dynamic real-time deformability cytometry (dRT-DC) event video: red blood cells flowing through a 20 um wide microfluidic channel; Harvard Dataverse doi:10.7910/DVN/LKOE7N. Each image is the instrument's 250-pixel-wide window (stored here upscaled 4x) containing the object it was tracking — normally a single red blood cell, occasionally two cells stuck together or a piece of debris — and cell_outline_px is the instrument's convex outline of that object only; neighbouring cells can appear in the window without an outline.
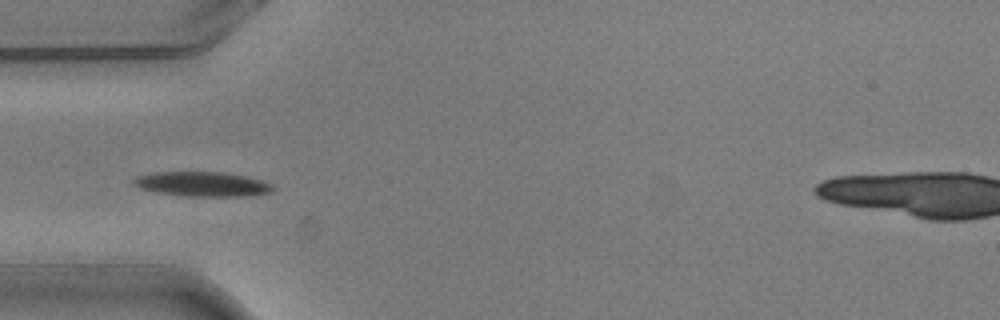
{"species": "common noctule bat (a hibernating species)", "species_latin": "Nyctalus noctula", "temperature_condition": "warm", "stored_images_in_passage": 7, "camera_frame_rate_fps": 3000, "um_per_image_px": 0.085, "animal": {"sex": "male", "body_mass_g": 20.5, "forearm_length_mm": 52.5}, "frame": {"image": 1, "passage_image": 5, "time_ms": 1.333, "image_size_px": [1000, 320], "cell_outline_px": [[272, 188], [268, 192], [248, 196], [180, 196], [156, 192], [140, 188], [132, 180], [136, 176], [156, 172], [224, 172], [244, 176], [260, 180], [272, 184]], "centroid_in_image_um": [17.15, 15.65], "position_along_channel_um": 67.8, "area_um2": 19.77}}
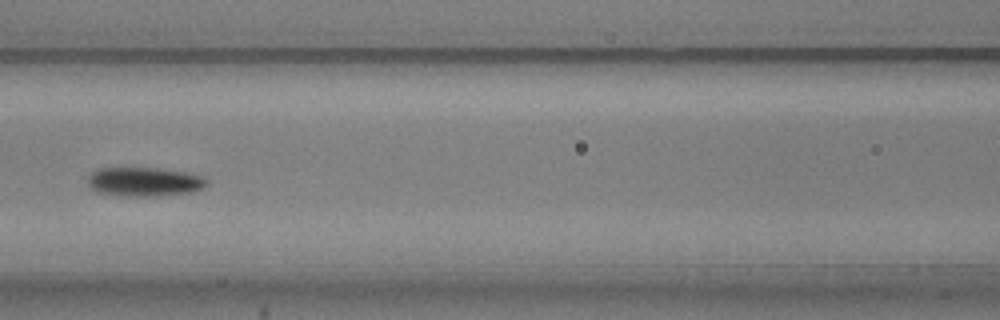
{"frame": {"image": 2, "passage_image": 7, "time_ms": 2.0, "image_size_px": [1000, 320], "cell_outline_px": [[208, 184], [192, 192], [160, 196], [128, 196], [96, 192], [88, 184], [88, 176], [92, 172], [100, 168], [156, 168], [184, 172], [204, 176], [208, 180]], "centroid_in_image_um": [12.28, 15.45], "position_along_channel_um": 154.3, "area_um2": 20.11}}